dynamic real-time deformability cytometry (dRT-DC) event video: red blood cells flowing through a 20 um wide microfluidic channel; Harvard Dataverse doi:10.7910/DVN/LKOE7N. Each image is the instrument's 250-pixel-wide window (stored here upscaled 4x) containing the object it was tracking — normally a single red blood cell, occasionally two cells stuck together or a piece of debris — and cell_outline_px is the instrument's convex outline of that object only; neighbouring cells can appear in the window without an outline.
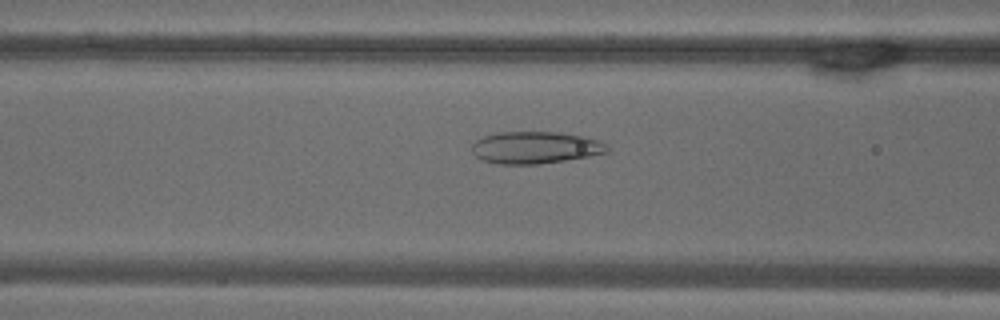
{"species": "common noctule bat (a hibernating species)", "species_latin": "Nyctalus noctula", "temperature_condition": "warm", "stored_images_in_passage": 43, "camera_frame_rate_fps": 3000, "um_per_image_px": 0.085, "animal": {"sex": "male", "body_mass_g": 18.8}, "frame": {"image": 1, "passage_image": 10, "time_ms": 3.0, "image_size_px": [1000, 320], "cell_outline_px": [[608, 152], [588, 156], [540, 164], [500, 164], [484, 160], [476, 156], [472, 152], [472, 144], [476, 140], [484, 136], [500, 132], [556, 132], [584, 136], [596, 140], [604, 144], [608, 148]], "centroid_in_image_um": [45.47, 12.54], "position_along_channel_um": 121.1, "area_um2": 24.97}}
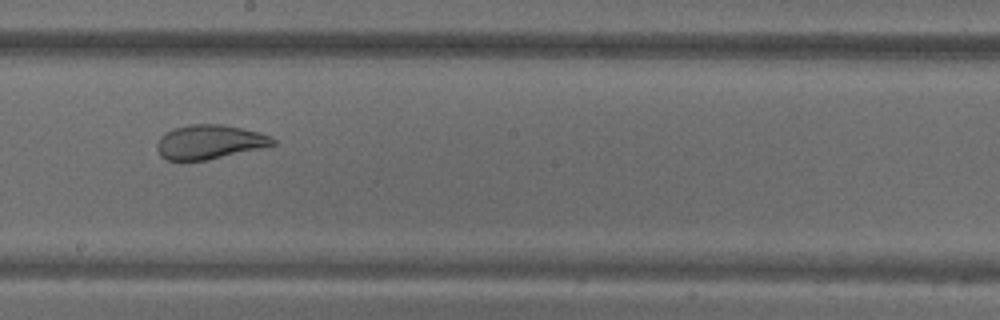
{"frame": {"image": 2, "passage_image": 19, "time_ms": 6.0, "image_size_px": [1000, 320], "cell_outline_px": [[276, 144], [260, 148], [208, 160], [168, 160], [160, 156], [156, 148], [156, 144], [160, 136], [164, 132], [172, 128], [188, 124], [220, 124], [260, 132], [272, 136], [276, 140]], "centroid_in_image_um": [17.78, 12.06], "position_along_channel_um": 230.4, "area_um2": 23.24}}
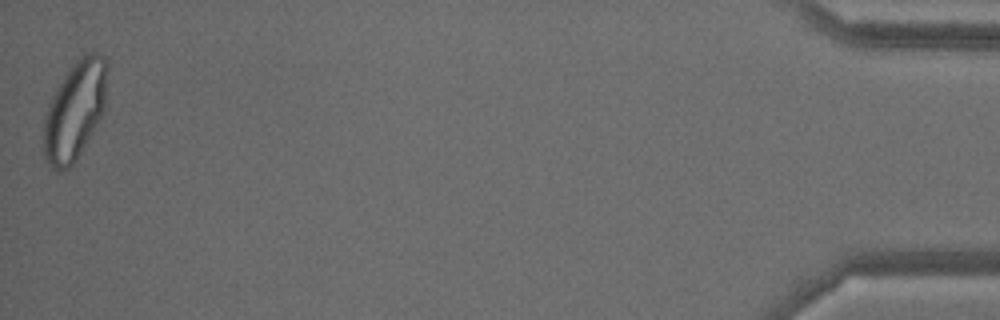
{"frame": {"image": 3, "passage_image": 43, "time_ms": 14.0, "image_size_px": [1000, 320], "cell_outline_px": [[108, 72], [104, 112], [80, 152], [72, 164], [68, 168], [60, 172], [56, 172], [44, 160], [44, 116], [48, 104], [56, 88], [72, 64], [80, 56], [88, 52], [100, 52], [108, 60]], "centroid_in_image_um": [6.38, 9.35], "position_along_channel_um": 428.8, "area_um2": 36.82}, "authors_computed_cell_mechanics": {"area_um2": 28.033, "velocity_mm_per_s": 3.6406, "shape_relaxation_time_tau1_ms": null, "shape_relaxation_time_tau2_ms": 1.0332, "deformation_change_tau1": null, "deformation_change_tau2": 0.0802}}